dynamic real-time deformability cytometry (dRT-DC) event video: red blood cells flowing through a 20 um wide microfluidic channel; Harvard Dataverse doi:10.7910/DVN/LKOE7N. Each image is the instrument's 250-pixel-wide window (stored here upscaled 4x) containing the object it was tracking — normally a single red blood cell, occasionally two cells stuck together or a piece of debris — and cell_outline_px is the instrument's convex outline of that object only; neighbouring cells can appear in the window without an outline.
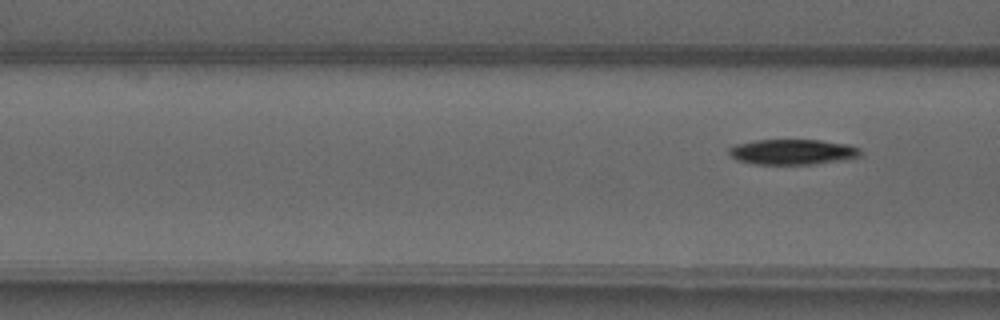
{"species": "common noctule bat (a hibernating species)", "species_latin": "Nyctalus noctula", "temperature_condition": "warm", "stored_images_in_passage": 3, "camera_frame_rate_fps": 3000, "um_per_image_px": 0.085, "animal": {"sex": "male", "forearm_length_mm": 52.5}, "frame": {"image": 1, "passage_image": 3, "time_ms": 3.0, "image_size_px": [1000, 320], "cell_outline_px": [[860, 156], [844, 160], [812, 164], [756, 164], [736, 160], [728, 152], [728, 148], [736, 144], [756, 140], [820, 140], [848, 144], [860, 148]], "centroid_in_image_um": [67.37, 12.91], "position_along_channel_um": 99.2, "area_um2": 19.42}}